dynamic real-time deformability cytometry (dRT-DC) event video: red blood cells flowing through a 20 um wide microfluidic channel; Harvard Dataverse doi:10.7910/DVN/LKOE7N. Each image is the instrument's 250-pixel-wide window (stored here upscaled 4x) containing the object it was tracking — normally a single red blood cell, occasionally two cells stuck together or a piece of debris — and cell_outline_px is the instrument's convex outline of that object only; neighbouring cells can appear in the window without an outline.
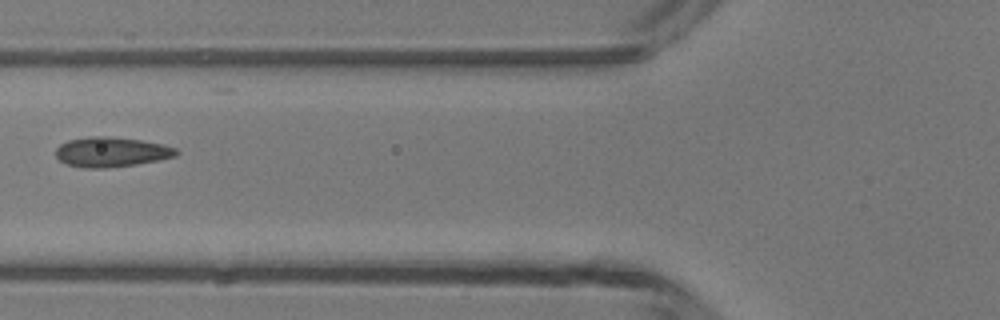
{"species": "common noctule bat (a hibernating species)", "species_latin": "Nyctalus noctula", "temperature_condition": "room temperature", "stored_images_in_passage": 4, "camera_frame_rate_fps": 3000, "um_per_image_px": 0.085, "animal": {"sex": "male", "body_mass_g": 13.3}, "frame": {"image": 1, "passage_image": 4, "time_ms": 3.667, "image_size_px": [1000, 320], "cell_outline_px": [[180, 152], [176, 156], [160, 160], [136, 164], [104, 168], [84, 168], [68, 164], [60, 160], [56, 156], [56, 148], [60, 144], [68, 140], [88, 136], [108, 136], [140, 140], [164, 144], [176, 148]], "centroid_in_image_um": [9.48, 12.91], "position_along_channel_um": 116.3, "area_um2": 21.04}}